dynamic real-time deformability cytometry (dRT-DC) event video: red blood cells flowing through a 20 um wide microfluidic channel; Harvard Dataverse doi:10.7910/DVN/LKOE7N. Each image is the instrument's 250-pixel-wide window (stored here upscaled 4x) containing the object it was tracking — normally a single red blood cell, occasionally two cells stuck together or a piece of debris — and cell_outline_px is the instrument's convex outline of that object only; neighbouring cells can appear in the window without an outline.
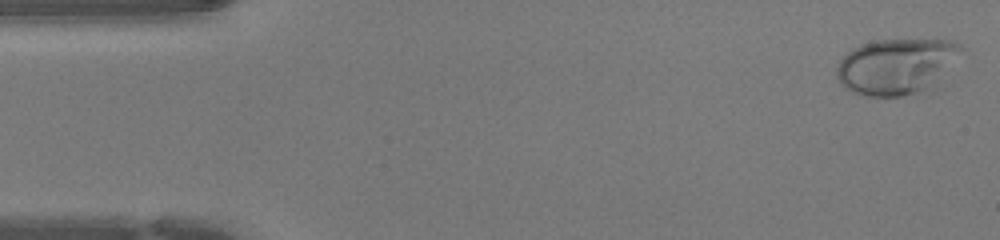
{"species": "human", "species_latin": "Homo sapiens", "temperature_condition": "warm", "stored_images_in_passage": 46, "camera_frame_rate_fps": 3000, "um_per_image_px": 0.085, "donor": {"sex": "female"}, "frame": {"image": 1, "passage_image": 1, "time_ms": 0.0, "image_size_px": [1000, 240], "cell_outline_px": [[960, 48], [932, 92], [900, 96], [864, 96], [852, 92], [844, 88], [840, 84], [836, 76], [836, 68], [840, 60], [852, 48], [860, 44], [876, 40], [956, 40], [960, 44]], "centroid_in_image_um": [76.14, 5.67], "position_along_channel_um": 8.9, "area_um2": 40.63}}
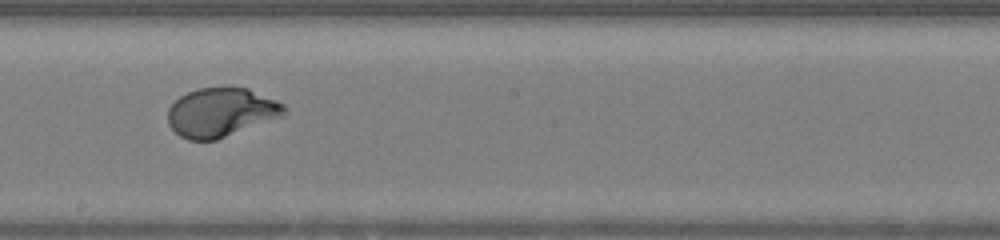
{"frame": {"image": 2, "passage_image": 25, "time_ms": 8.0, "image_size_px": [1000, 240], "cell_outline_px": [[288, 112], [284, 116], [216, 140], [188, 140], [180, 136], [168, 124], [168, 108], [180, 96], [188, 92], [200, 88], [248, 88], [276, 100], [284, 104], [288, 108]], "centroid_in_image_um": [18.82, 9.56], "position_along_channel_um": 229.4, "area_um2": 33.18}}
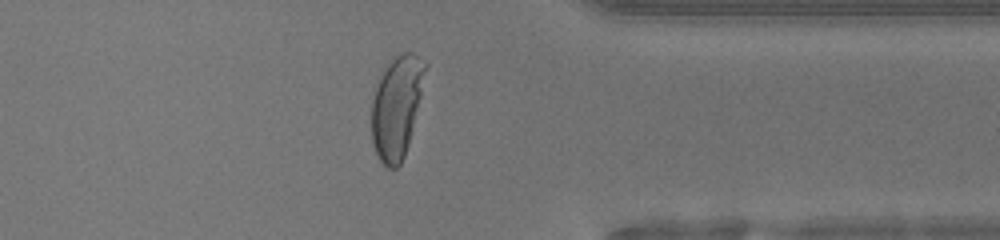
{"frame": {"image": 3, "passage_image": 36, "time_ms": 11.667, "image_size_px": [1000, 240], "cell_outline_px": [[428, 64], [408, 144], [404, 156], [400, 164], [396, 168], [388, 168], [380, 160], [372, 144], [372, 100], [376, 88], [384, 68], [396, 56], [404, 52], [412, 52]], "centroid_in_image_um": [33.71, 9.08], "position_along_channel_um": 377.7, "area_um2": 31.33}, "authors_computed_cell_mechanics": {"area_um2": 34.0731, "velocity_mm_per_s": 4.3087, "shape_relaxation_time_tau1_ms": 4.3067, "shape_relaxation_time_tau2_ms": null, "deformation_change_tau1": 0.2524, "deformation_change_tau2": null}}